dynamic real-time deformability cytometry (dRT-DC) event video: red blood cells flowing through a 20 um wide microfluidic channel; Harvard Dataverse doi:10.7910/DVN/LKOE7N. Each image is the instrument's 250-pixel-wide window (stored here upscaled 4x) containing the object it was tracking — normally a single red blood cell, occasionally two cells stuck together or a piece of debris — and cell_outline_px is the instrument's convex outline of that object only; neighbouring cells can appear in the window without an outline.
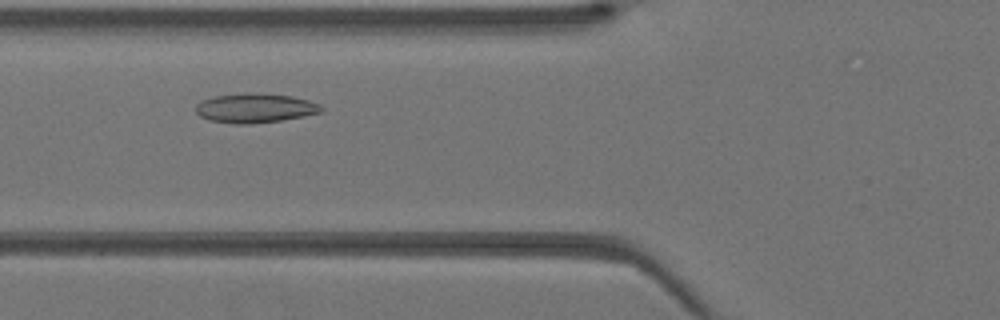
{"species": "Egyptian fruit bat (a non-hibernating species)", "species_latin": "Rousettus aegyptiacus", "temperature_condition": "warm", "stored_images_in_passage": 34, "camera_frame_rate_fps": 3000, "um_per_image_px": 0.085, "animal": {"sex": "female"}, "frame": {"image": 1, "passage_image": 8, "time_ms": 2.333, "image_size_px": [1000, 320], "cell_outline_px": [[324, 108], [320, 112], [304, 116], [280, 120], [248, 124], [236, 124], [208, 120], [200, 116], [196, 112], [196, 104], [200, 100], [212, 96], [252, 92], [260, 92], [292, 96], [308, 100], [320, 104]], "centroid_in_image_um": [21.65, 9.17], "position_along_channel_um": 104.1, "area_um2": 21.68}}
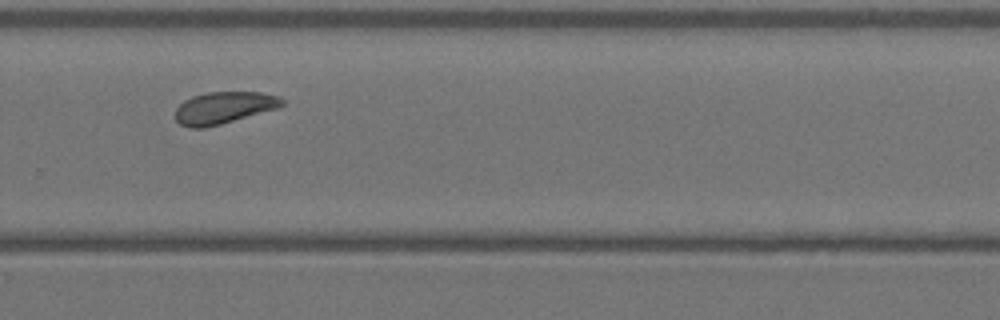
{"frame": {"image": 2, "passage_image": 21, "time_ms": 6.667, "image_size_px": [1000, 320], "cell_outline_px": [[284, 104], [276, 108], [220, 124], [204, 128], [188, 128], [180, 124], [176, 120], [176, 108], [184, 100], [192, 96], [208, 92], [260, 92], [280, 96], [284, 100]], "centroid_in_image_um": [19.0, 9.15], "position_along_channel_um": 310.8, "area_um2": 19.71}}
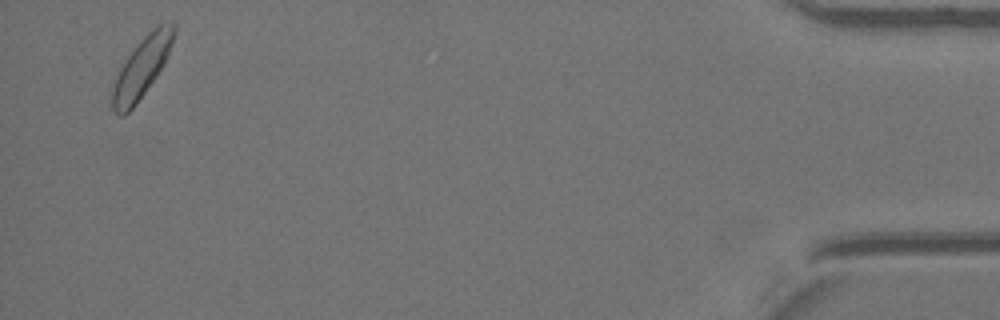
{"frame": {"image": 3, "passage_image": 33, "time_ms": 10.667, "image_size_px": [1000, 320], "cell_outline_px": [[176, 32], [168, 56], [164, 64], [156, 76], [136, 104], [124, 116], [120, 116], [112, 112], [112, 88], [116, 76], [120, 68], [136, 44], [152, 28], [160, 24], [172, 20], [176, 24]], "centroid_in_image_um": [12.07, 5.71], "position_along_channel_um": 423.1, "area_um2": 21.68}}